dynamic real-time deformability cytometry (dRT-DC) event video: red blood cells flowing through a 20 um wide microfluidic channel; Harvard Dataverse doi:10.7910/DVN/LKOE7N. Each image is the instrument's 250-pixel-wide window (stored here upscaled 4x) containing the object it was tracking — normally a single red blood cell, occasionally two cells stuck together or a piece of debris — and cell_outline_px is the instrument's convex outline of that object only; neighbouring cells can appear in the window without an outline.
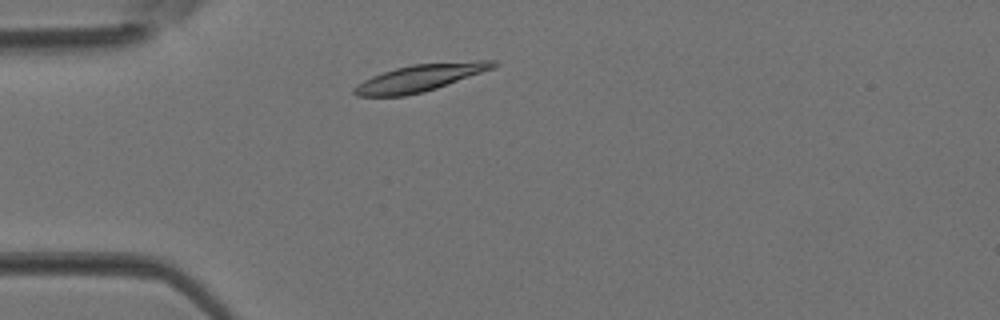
{"species": "Egyptian fruit bat (a non-hibernating species)", "species_latin": "Rousettus aegyptiacus", "temperature_condition": "room temperature", "stored_images_in_passage": 2, "camera_frame_rate_fps": 3000, "um_per_image_px": 0.085, "animal": {"sex": "female"}, "frame": {"image": 1, "passage_image": 2, "time_ms": 0.333, "image_size_px": [1000, 320], "cell_outline_px": [[500, 64], [492, 68], [436, 88], [424, 92], [404, 96], [356, 96], [352, 92], [352, 88], [364, 80], [372, 76], [396, 68], [412, 64], [476, 60], [496, 60]], "centroid_in_image_um": [35.69, 6.61], "position_along_channel_um": 49.3, "area_um2": 21.73}}